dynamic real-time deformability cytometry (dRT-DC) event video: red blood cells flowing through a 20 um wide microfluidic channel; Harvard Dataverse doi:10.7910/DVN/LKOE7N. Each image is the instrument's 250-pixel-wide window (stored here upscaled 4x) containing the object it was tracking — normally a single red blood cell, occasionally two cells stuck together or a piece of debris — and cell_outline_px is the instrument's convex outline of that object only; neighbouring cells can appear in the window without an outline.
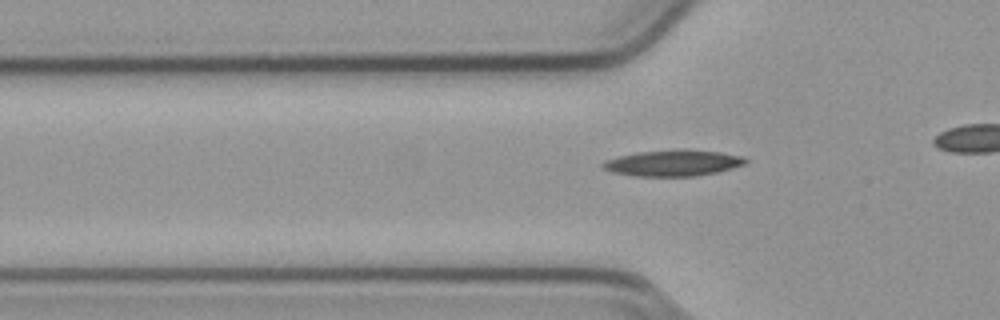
{"species": "common noctule bat (a hibernating species)", "species_latin": "Nyctalus noctula", "temperature_condition": "cold", "stored_images_in_passage": 34, "camera_frame_rate_fps": 3000, "um_per_image_px": 0.085, "animal": {"sex": "male", "body_mass_g": 23.1, "forearm_length_mm": 52.7}, "frame": {"image": 1, "passage_image": 9, "time_ms": 2.667, "image_size_px": [1000, 320], "cell_outline_px": [[748, 160], [744, 164], [720, 172], [696, 176], [636, 176], [612, 172], [604, 168], [600, 164], [604, 160], [620, 156], [640, 152], [684, 148], [720, 152], [744, 156]], "centroid_in_image_um": [57.25, 13.85], "position_along_channel_um": 68.6, "area_um2": 21.91}}
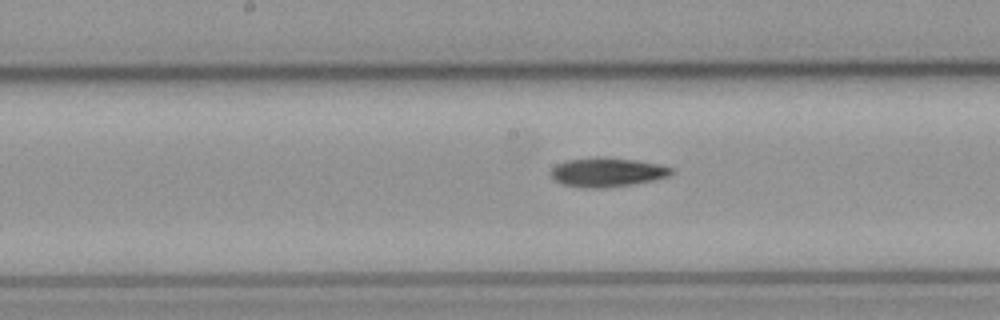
{"frame": {"image": 2, "passage_image": 19, "time_ms": 6.0, "image_size_px": [1000, 320], "cell_outline_px": [[672, 172], [668, 176], [656, 180], [632, 184], [604, 188], [588, 188], [564, 184], [556, 180], [548, 172], [556, 164], [568, 160], [596, 156], [636, 160], [656, 164], [672, 168]], "centroid_in_image_um": [51.58, 14.63], "position_along_channel_um": 196.6, "area_um2": 20.35}}
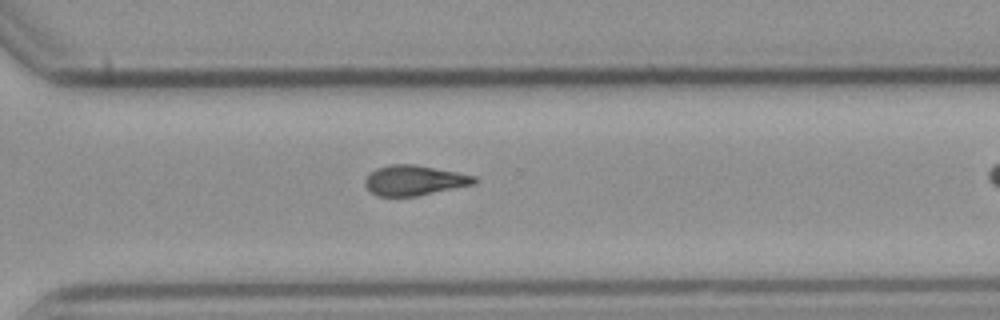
{"frame": {"image": 3, "passage_image": 30, "time_ms": 9.667, "image_size_px": [1000, 320], "cell_outline_px": [[480, 180], [476, 184], [416, 196], [376, 196], [364, 184], [364, 180], [376, 168], [388, 164], [412, 164], [456, 172], [476, 176]], "centroid_in_image_um": [35.24, 15.33], "position_along_channel_um": 335.4, "area_um2": 19.13}}